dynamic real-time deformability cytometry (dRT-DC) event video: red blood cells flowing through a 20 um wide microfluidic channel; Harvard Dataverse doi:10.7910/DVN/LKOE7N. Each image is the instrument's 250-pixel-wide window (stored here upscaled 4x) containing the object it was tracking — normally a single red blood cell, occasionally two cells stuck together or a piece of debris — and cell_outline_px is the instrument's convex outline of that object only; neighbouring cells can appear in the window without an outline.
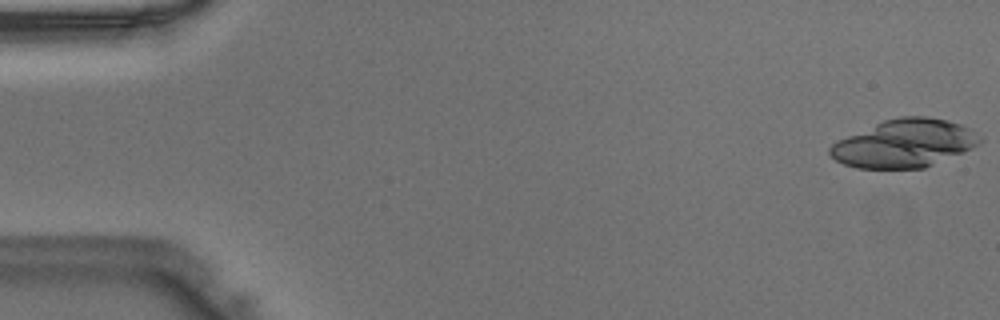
{"species": "Egyptian fruit bat (a non-hibernating species)", "species_latin": "Rousettus aegyptiacus", "temperature_condition": "warm", "stored_images_in_passage": 16, "camera_frame_rate_fps": 3000, "um_per_image_px": 0.085, "animal": {"sex": "male"}, "frame": {"image": 1, "passage_image": 1, "time_ms": 0.0, "image_size_px": [1000, 320], "cell_outline_px": [[984, 140], [972, 148], [964, 152], [924, 168], [856, 168], [844, 164], [836, 160], [828, 152], [828, 148], [836, 140], [884, 120], [900, 116], [928, 116], [948, 120], [960, 124], [984, 136]], "centroid_in_image_um": [76.89, 12.18], "position_along_channel_um": 8.1, "area_um2": 42.02}}